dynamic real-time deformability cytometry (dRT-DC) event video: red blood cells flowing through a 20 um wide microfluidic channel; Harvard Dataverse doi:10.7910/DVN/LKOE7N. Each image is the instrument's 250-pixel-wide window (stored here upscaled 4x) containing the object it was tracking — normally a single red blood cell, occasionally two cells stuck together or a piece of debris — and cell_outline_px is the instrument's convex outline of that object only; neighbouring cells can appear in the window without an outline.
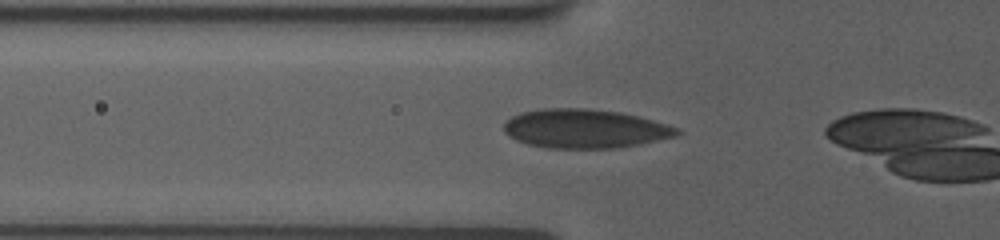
{"species": "human", "species_latin": "Homo sapiens", "temperature_condition": "room temperature", "stored_images_in_passage": 4, "camera_frame_rate_fps": 3000, "um_per_image_px": 0.085, "donor": {"sex": "female"}, "frame": {"image": 1, "passage_image": 3, "time_ms": 0.667, "image_size_px": [1000, 240], "cell_outline_px": [[684, 132], [676, 136], [616, 148], [548, 148], [528, 144], [516, 140], [508, 136], [504, 132], [504, 124], [512, 116], [520, 112], [540, 108], [588, 108], [620, 112], [652, 120], [680, 128]], "centroid_in_image_um": [49.69, 10.93], "position_along_channel_um": 76.1, "area_um2": 39.3}}